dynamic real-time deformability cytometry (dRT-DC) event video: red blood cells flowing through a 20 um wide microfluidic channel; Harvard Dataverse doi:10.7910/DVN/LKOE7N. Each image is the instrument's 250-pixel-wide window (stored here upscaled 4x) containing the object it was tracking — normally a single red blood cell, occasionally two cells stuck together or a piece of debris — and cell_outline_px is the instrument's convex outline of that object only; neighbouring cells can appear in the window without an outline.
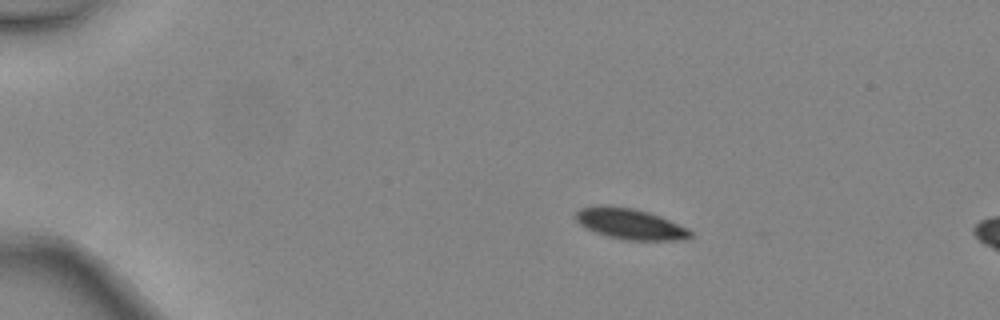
{"species": "common noctule bat (a hibernating species)", "species_latin": "Nyctalus noctula", "temperature_condition": "warm", "stored_images_in_passage": 3, "camera_frame_rate_fps": 3000, "um_per_image_px": 0.085, "animal": {"sex": "female", "body_mass_g": 24.6, "forearm_length_mm": 56.2}, "frame": {"image": 1, "passage_image": 1, "time_ms": 0.0, "image_size_px": [1000, 320], "cell_outline_px": [[692, 236], [688, 240], [624, 240], [608, 236], [596, 232], [580, 224], [576, 220], [576, 212], [580, 208], [604, 204], [632, 208], [648, 212], [660, 216], [688, 228], [692, 232]], "centroid_in_image_um": [53.59, 19.03], "position_along_channel_um": 31.4, "area_um2": 20.58}}